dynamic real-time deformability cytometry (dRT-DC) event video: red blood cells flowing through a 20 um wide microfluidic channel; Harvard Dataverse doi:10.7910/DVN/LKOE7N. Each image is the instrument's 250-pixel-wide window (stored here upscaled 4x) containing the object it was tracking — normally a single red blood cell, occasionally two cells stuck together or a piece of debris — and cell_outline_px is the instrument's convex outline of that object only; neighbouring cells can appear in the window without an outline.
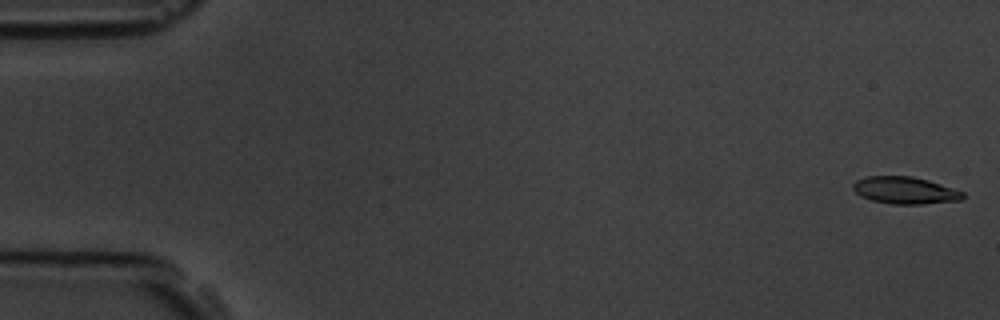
{"species": "common noctule bat (a hibernating species)", "species_latin": "Nyctalus noctula", "temperature_condition": "room temperature", "stored_images_in_passage": 5, "camera_frame_rate_fps": 3000, "um_per_image_px": 0.085, "animal": {"sex": "male", "body_mass_g": 19.5, "forearm_length_mm": 54.6}, "frame": {"image": 1, "passage_image": 1, "time_ms": 0.0, "image_size_px": [1000, 320], "cell_outline_px": [[964, 196], [960, 200], [920, 204], [892, 204], [872, 200], [860, 196], [852, 188], [852, 184], [856, 180], [868, 176], [912, 176], [928, 180], [964, 192]], "centroid_in_image_um": [76.89, 16.17], "position_along_channel_um": 8.1, "area_um2": 17.22}}
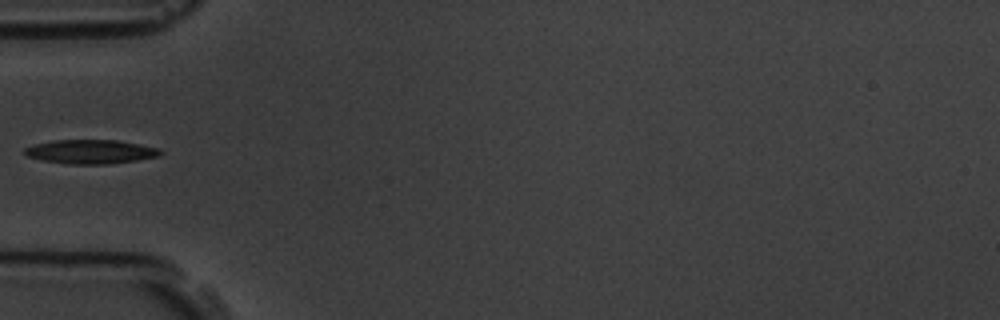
{"frame": {"image": 2, "passage_image": 5, "time_ms": 5.667, "image_size_px": [1000, 320], "cell_outline_px": [[164, 152], [160, 156], [112, 164], [68, 164], [40, 160], [28, 156], [24, 152], [24, 148], [36, 144], [56, 140], [116, 140], [140, 144], [160, 148]], "centroid_in_image_um": [7.75, 12.9], "position_along_channel_um": 77.2, "area_um2": 19.07}}